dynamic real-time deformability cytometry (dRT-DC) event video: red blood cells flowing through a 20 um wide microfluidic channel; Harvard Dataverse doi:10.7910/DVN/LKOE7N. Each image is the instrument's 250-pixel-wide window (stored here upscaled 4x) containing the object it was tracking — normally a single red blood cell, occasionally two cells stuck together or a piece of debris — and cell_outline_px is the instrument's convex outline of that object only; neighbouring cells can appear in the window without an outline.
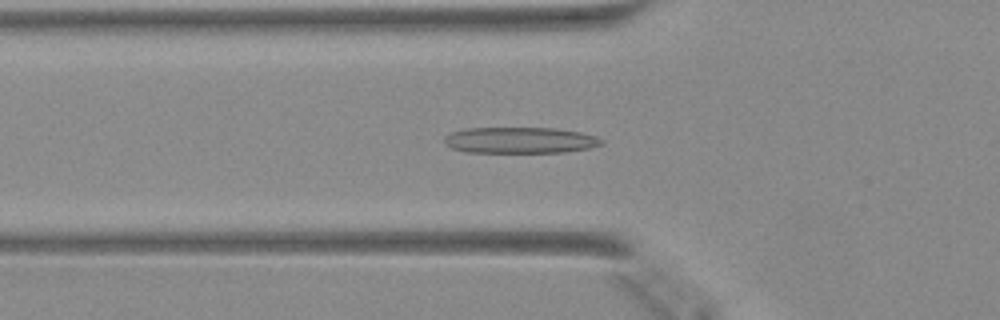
{"species": "Egyptian fruit bat (a non-hibernating species)", "species_latin": "Rousettus aegyptiacus", "temperature_condition": "warm", "stored_images_in_passage": 32, "camera_frame_rate_fps": 3000, "um_per_image_px": 0.085, "animal": {"sex": "female"}, "frame": {"image": 1, "passage_image": 13, "time_ms": 4.0, "image_size_px": [1000, 320], "cell_outline_px": [[604, 144], [588, 148], [564, 152], [464, 152], [452, 148], [444, 140], [444, 136], [452, 132], [468, 128], [556, 128], [580, 132], [596, 136], [604, 140]], "centroid_in_image_um": [44.23, 11.91], "position_along_channel_um": 81.6, "area_um2": 23.87}}
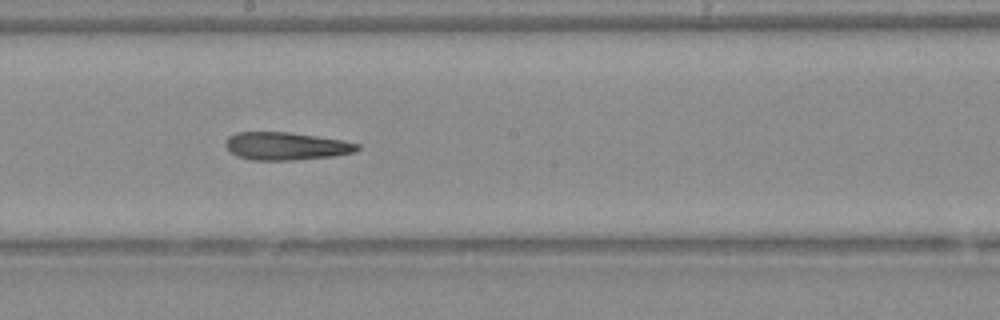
{"frame": {"image": 2, "passage_image": 23, "time_ms": 7.333, "image_size_px": [1000, 320], "cell_outline_px": [[360, 148], [356, 152], [332, 156], [296, 160], [252, 160], [236, 156], [224, 144], [228, 136], [236, 132], [288, 132], [340, 140], [360, 144]], "centroid_in_image_um": [24.3, 12.42], "position_along_channel_um": 223.9, "area_um2": 21.27}}
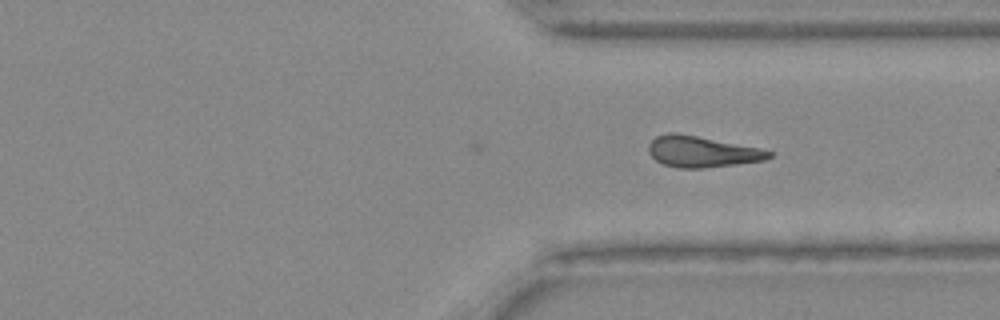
{"frame": {"image": 3, "passage_image": 32, "time_ms": 10.333, "image_size_px": [1000, 320], "cell_outline_px": [[772, 156], [764, 160], [736, 164], [704, 168], [680, 168], [664, 164], [656, 160], [648, 152], [648, 144], [656, 136], [668, 132], [672, 132], [696, 136], [760, 148], [772, 152]], "centroid_in_image_um": [59.64, 12.89], "position_along_channel_um": 351.8, "area_um2": 21.56}}